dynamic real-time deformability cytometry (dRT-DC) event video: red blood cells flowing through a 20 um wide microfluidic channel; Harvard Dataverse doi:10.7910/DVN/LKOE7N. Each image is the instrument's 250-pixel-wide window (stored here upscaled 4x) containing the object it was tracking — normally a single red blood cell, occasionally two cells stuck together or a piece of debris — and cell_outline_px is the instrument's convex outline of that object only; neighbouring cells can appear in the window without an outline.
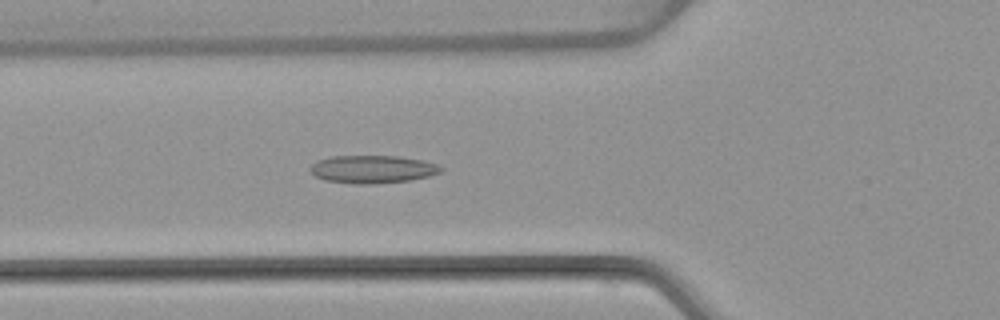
{"species": "common noctule bat (a hibernating species)", "species_latin": "Nyctalus noctula", "temperature_condition": "warm", "stored_images_in_passage": 52, "camera_frame_rate_fps": 3000, "um_per_image_px": 0.085, "animal": {"sex": "female", "body_mass_g": 22.7, "forearm_length_mm": 54.2}, "frame": {"image": 1, "passage_image": 19, "time_ms": 6.0, "image_size_px": [1000, 320], "cell_outline_px": [[444, 168], [440, 172], [428, 176], [408, 180], [376, 184], [356, 184], [324, 180], [316, 176], [308, 168], [316, 160], [332, 156], [400, 156], [424, 160], [436, 164]], "centroid_in_image_um": [31.65, 14.38], "position_along_channel_um": 94.2, "area_um2": 21.27}}
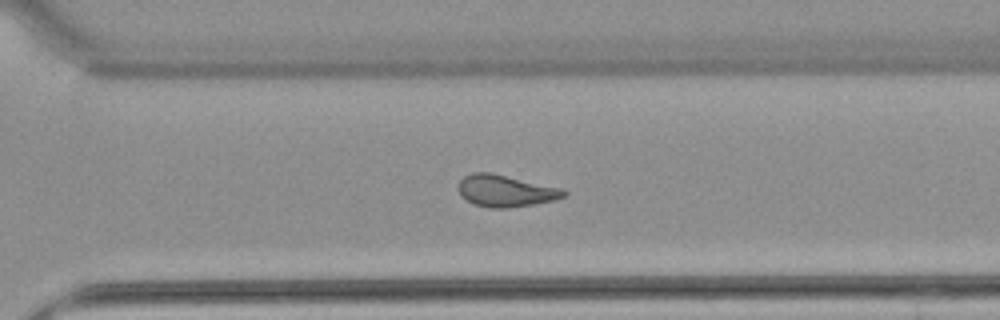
{"frame": {"image": 2, "passage_image": 37, "time_ms": 12.0, "image_size_px": [1000, 320], "cell_outline_px": [[568, 192], [564, 196], [556, 200], [508, 208], [488, 208], [472, 204], [460, 196], [456, 188], [460, 180], [464, 176], [472, 172], [492, 172], [560, 188]], "centroid_in_image_um": [42.9, 16.22], "position_along_channel_um": 327.7, "area_um2": 19.77}}
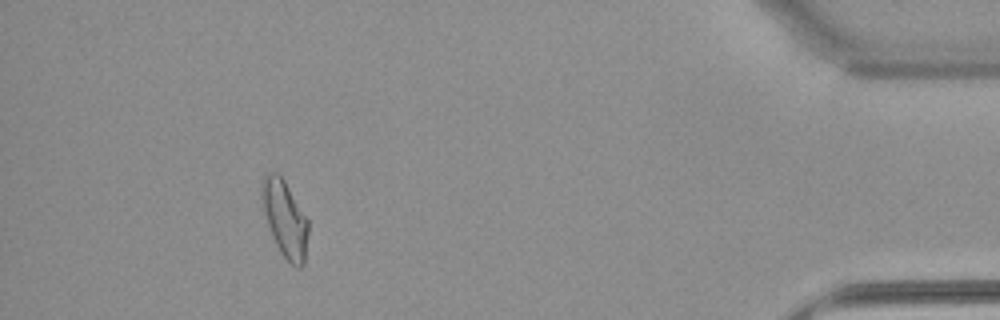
{"frame": {"image": 3, "passage_image": 48, "time_ms": 15.667, "image_size_px": [1000, 320], "cell_outline_px": [[308, 232], [304, 264], [300, 268], [296, 268], [280, 252], [272, 236], [260, 200], [260, 184], [264, 176], [268, 172], [276, 172], [284, 180], [308, 220]], "centroid_in_image_um": [24.19, 18.57], "position_along_channel_um": 411.0, "area_um2": 20.63}, "authors_computed_cell_mechanics": {"area_um2": 20.0855, "velocity_mm_per_s": 3.8898, "shape_relaxation_time_tau1_ms": null, "shape_relaxation_time_tau2_ms": 2.7068, "deformation_change_tau1": null, "deformation_change_tau2": 0.1083}}